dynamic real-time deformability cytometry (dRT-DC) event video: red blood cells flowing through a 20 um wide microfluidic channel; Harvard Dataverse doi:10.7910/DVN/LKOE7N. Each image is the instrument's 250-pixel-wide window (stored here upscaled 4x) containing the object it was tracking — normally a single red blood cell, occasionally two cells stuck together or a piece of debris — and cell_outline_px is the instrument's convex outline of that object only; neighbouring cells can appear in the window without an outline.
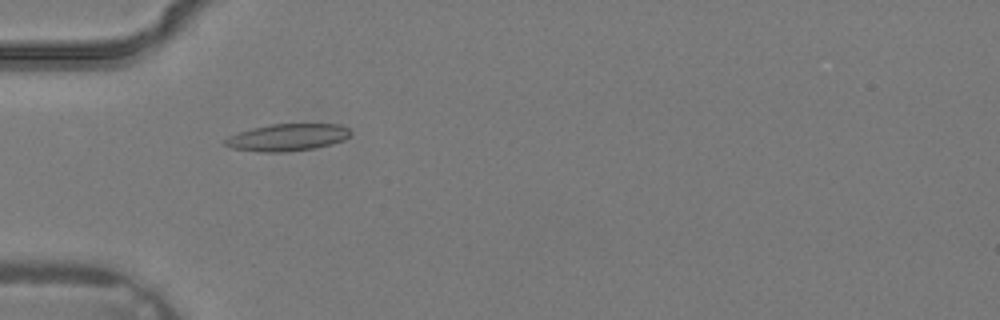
{"species": "common noctule bat (a hibernating species)", "species_latin": "Nyctalus noctula", "temperature_condition": "warm", "stored_images_in_passage": 3, "camera_frame_rate_fps": 3000, "um_per_image_px": 0.085, "animal": {"sex": "male", "body_mass_g": 19.2, "forearm_length_mm": 51.8}, "frame": {"image": 1, "passage_image": 2, "time_ms": 0.333, "image_size_px": [1000, 320], "cell_outline_px": [[352, 132], [344, 140], [332, 144], [316, 148], [284, 152], [260, 152], [232, 148], [224, 144], [224, 140], [228, 136], [252, 128], [268, 124], [340, 124], [348, 128]], "centroid_in_image_um": [24.44, 11.67], "position_along_channel_um": 60.6, "area_um2": 19.88}}
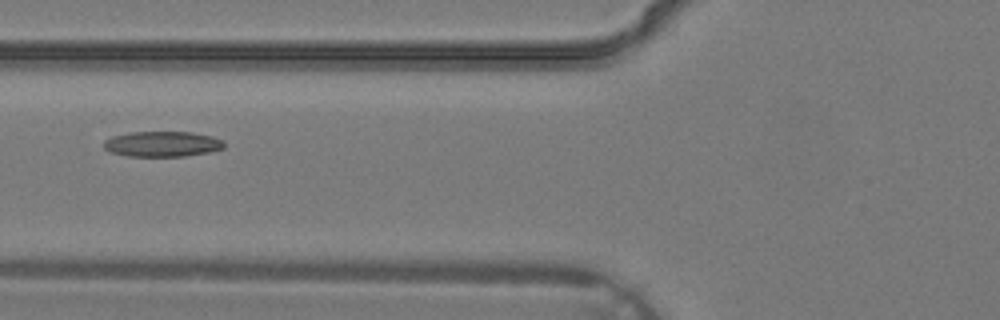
{"frame": {"image": 2, "passage_image": 3, "time_ms": 0.667, "image_size_px": [1000, 320], "cell_outline_px": [[224, 148], [208, 152], [184, 156], [128, 156], [112, 152], [104, 148], [104, 140], [112, 136], [128, 132], [192, 132], [212, 136], [224, 140]], "centroid_in_image_um": [13.8, 12.23], "position_along_channel_um": 112.0, "area_um2": 17.8}}